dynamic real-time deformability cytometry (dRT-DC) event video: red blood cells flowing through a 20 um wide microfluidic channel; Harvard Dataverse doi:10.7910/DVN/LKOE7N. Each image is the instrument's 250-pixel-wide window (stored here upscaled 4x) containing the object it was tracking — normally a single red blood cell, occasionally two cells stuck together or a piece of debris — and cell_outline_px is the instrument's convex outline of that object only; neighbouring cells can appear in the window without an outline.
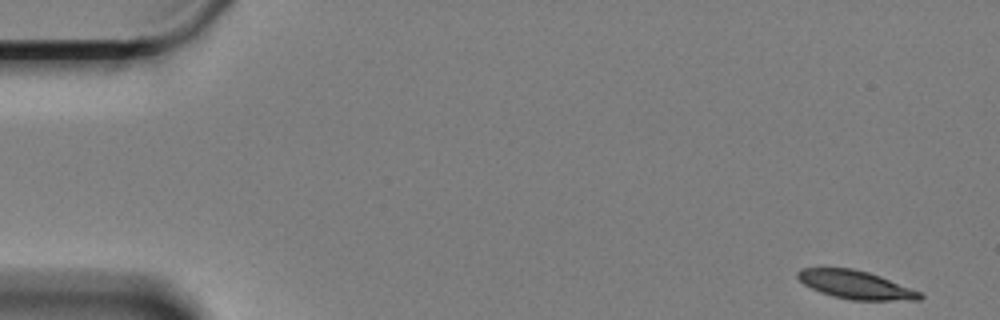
{"species": "Egyptian fruit bat (a non-hibernating species)", "species_latin": "Rousettus aegyptiacus", "temperature_condition": "cold", "stored_images_in_passage": 21, "camera_frame_rate_fps": 3000, "um_per_image_px": 0.085, "animal": {"sex": "female"}, "frame": {"image": 1, "passage_image": 1, "time_ms": 0.0, "image_size_px": [1000, 320], "cell_outline_px": [[924, 296], [920, 300], [852, 300], [832, 296], [820, 292], [804, 284], [796, 276], [796, 272], [800, 268], [852, 268], [868, 272], [880, 276], [920, 292]], "centroid_in_image_um": [72.7, 24.2], "position_along_channel_um": 12.3, "area_um2": 20.0}}
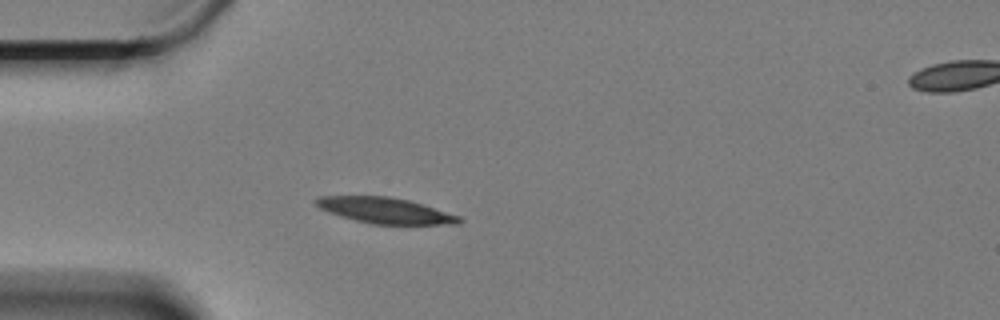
{"frame": {"image": 2, "passage_image": 15, "time_ms": 4.667, "image_size_px": [1000, 320], "cell_outline_px": [[464, 220], [460, 224], [372, 224], [340, 216], [328, 212], [320, 208], [316, 204], [316, 196], [388, 196], [408, 200], [460, 216]], "centroid_in_image_um": [32.75, 17.89], "position_along_channel_um": 52.3, "area_um2": 21.33}}
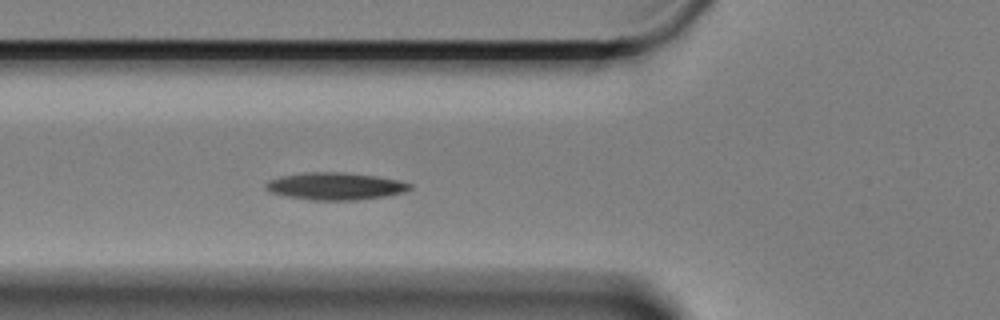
{"frame": {"image": 3, "passage_image": 20, "time_ms": 6.333, "image_size_px": [1000, 320], "cell_outline_px": [[412, 188], [404, 192], [384, 196], [356, 200], [308, 200], [268, 192], [264, 188], [264, 184], [268, 180], [280, 176], [304, 172], [344, 172], [376, 176], [396, 180], [412, 184]], "centroid_in_image_um": [28.44, 15.82], "position_along_channel_um": 97.4, "area_um2": 23.0}}